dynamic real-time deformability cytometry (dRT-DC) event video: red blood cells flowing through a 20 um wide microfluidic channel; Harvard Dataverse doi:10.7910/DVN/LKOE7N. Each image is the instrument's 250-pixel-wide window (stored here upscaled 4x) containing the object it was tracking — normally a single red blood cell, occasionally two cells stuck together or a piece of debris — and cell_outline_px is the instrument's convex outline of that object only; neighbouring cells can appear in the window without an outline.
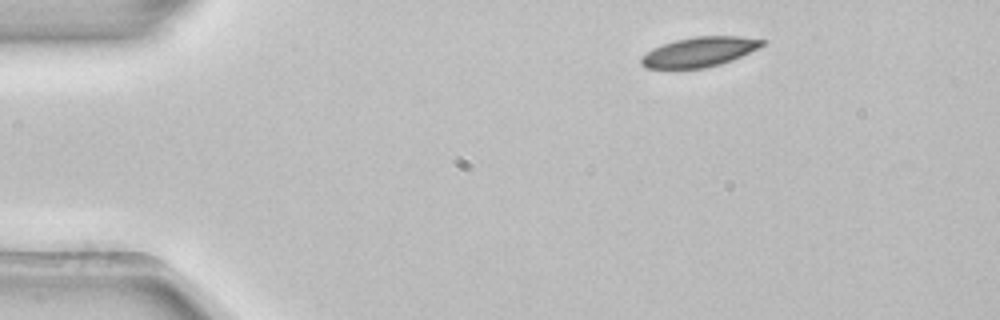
{"species": "common noctule bat (a hibernating species)", "species_latin": "Nyctalus noctula", "temperature_condition": "room temperature", "stored_images_in_passage": 41, "camera_frame_rate_fps": 3000, "um_per_image_px": 0.085, "animal": {"sex": "female", "body_mass_g": 22.7, "forearm_length_mm": 54.2}, "frame": {"image": 1, "passage_image": 1, "time_ms": 0.0, "image_size_px": [1000, 320], "cell_outline_px": [[768, 40], [760, 48], [732, 60], [720, 64], [704, 68], [644, 68], [640, 64], [640, 56], [652, 48], [676, 40], [696, 36], [740, 36]], "centroid_in_image_um": [59.46, 4.41], "position_along_channel_um": 25.5, "area_um2": 21.1}}
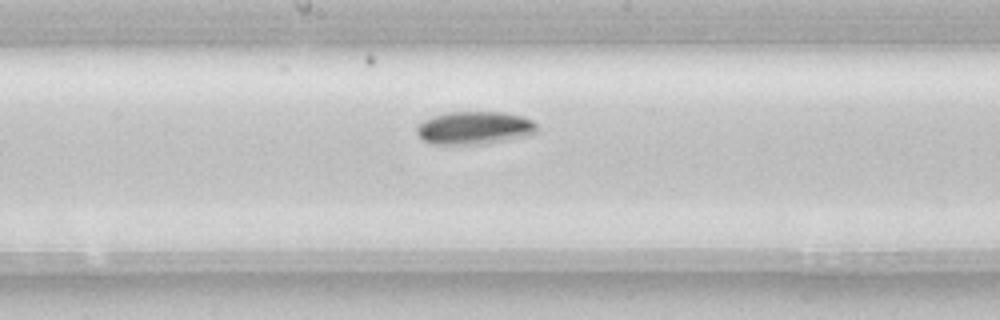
{"frame": {"image": 2, "passage_image": 21, "time_ms": 6.667, "image_size_px": [1000, 320], "cell_outline_px": [[536, 132], [532, 136], [484, 144], [432, 144], [424, 140], [416, 132], [416, 124], [432, 116], [448, 112], [504, 112], [520, 116], [532, 120], [536, 124]], "centroid_in_image_um": [40.34, 10.88], "position_along_channel_um": 207.9, "area_um2": 23.29}}
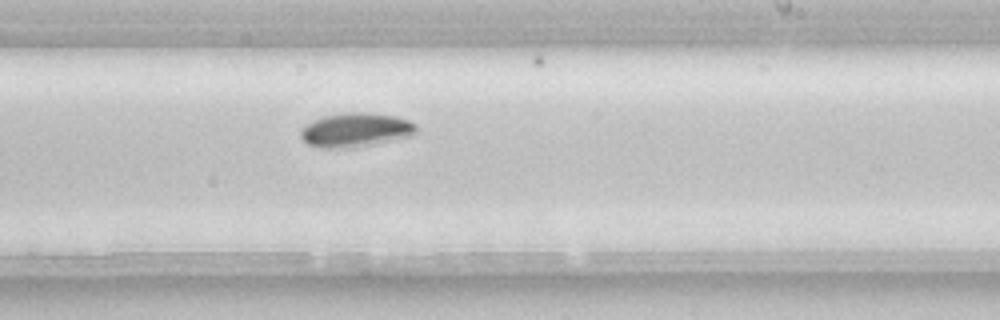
{"frame": {"image": 3, "passage_image": 25, "time_ms": 8.0, "image_size_px": [1000, 320], "cell_outline_px": [[416, 132], [412, 136], [348, 148], [320, 148], [308, 144], [300, 136], [300, 128], [304, 124], [312, 120], [324, 116], [344, 112], [368, 112], [396, 116], [408, 120], [416, 124]], "centroid_in_image_um": [30.19, 11.03], "position_along_channel_um": 258.8, "area_um2": 23.06}}